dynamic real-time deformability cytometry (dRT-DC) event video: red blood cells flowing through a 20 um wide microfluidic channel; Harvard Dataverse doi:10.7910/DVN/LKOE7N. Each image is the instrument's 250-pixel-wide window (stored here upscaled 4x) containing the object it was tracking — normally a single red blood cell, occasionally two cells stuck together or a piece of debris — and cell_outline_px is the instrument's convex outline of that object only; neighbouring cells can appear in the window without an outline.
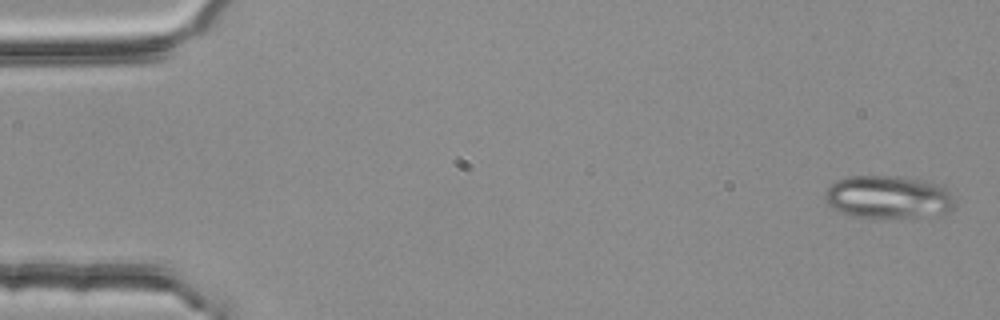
{"species": "common noctule bat (a hibernating species)", "species_latin": "Nyctalus noctula", "temperature_condition": "room temperature", "stored_images_in_passage": 6, "camera_frame_rate_fps": 3000, "um_per_image_px": 0.085, "animal": {"sex": "female", "body_mass_g": 25.1}, "frame": {"image": 1, "passage_image": 1, "time_ms": 0.0, "image_size_px": [1000, 320], "cell_outline_px": [[956, 204], [952, 208], [944, 212], [920, 216], [852, 216], [840, 212], [832, 208], [828, 204], [824, 196], [824, 192], [836, 180], [844, 176], [904, 176], [932, 180], [944, 184], [952, 196]], "centroid_in_image_um": [75.51, 16.69], "position_along_channel_um": 9.5, "area_um2": 32.48}}